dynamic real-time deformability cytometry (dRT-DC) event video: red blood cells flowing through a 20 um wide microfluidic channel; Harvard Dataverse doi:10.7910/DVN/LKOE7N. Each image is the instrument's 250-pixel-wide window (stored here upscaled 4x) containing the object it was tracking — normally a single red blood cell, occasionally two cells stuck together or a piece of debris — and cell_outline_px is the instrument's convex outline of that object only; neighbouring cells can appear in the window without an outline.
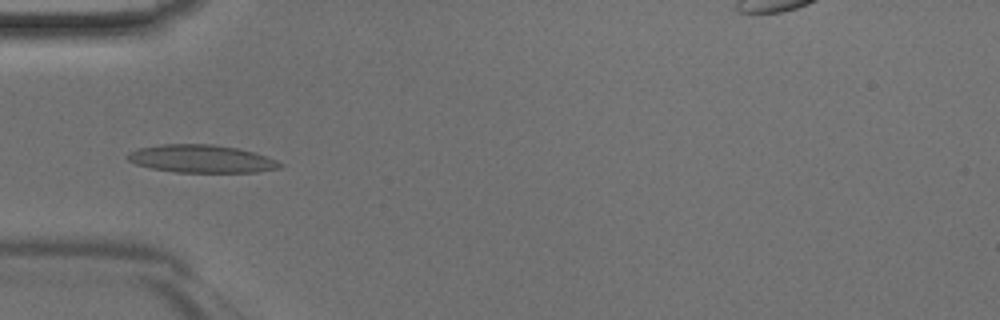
{"species": "Egyptian fruit bat (a non-hibernating species)", "species_latin": "Rousettus aegyptiacus", "temperature_condition": "room temperature", "stored_images_in_passage": 33, "camera_frame_rate_fps": 3000, "um_per_image_px": 0.085, "animal": {"sex": "male"}, "frame": {"image": 1, "passage_image": 1, "time_ms": 0.0, "image_size_px": [1000, 320], "cell_outline_px": [[284, 164], [280, 168], [256, 172], [176, 172], [152, 168], [136, 164], [128, 160], [124, 156], [128, 152], [140, 148], [160, 144], [212, 144], [236, 148], [252, 152], [276, 160]], "centroid_in_image_um": [17.08, 13.5], "position_along_channel_um": 67.9, "area_um2": 24.57}}
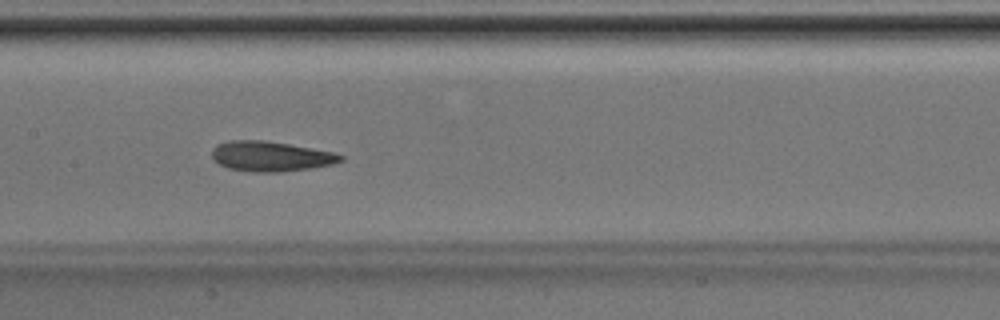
{"frame": {"image": 2, "passage_image": 9, "time_ms": 2.667, "image_size_px": [1000, 320], "cell_outline_px": [[344, 160], [332, 164], [308, 168], [280, 172], [252, 172], [228, 168], [220, 164], [212, 156], [212, 148], [216, 144], [228, 140], [264, 140], [288, 144], [332, 152], [344, 156]], "centroid_in_image_um": [22.97, 13.28], "position_along_channel_um": 184.4, "area_um2": 22.37}}
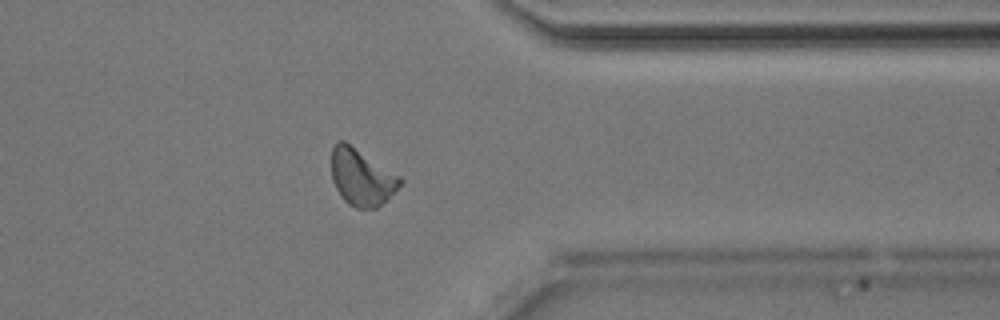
{"frame": {"image": 3, "passage_image": 23, "time_ms": 7.333, "image_size_px": [1000, 320], "cell_outline_px": [[404, 180], [376, 208], [356, 208], [348, 204], [340, 196], [332, 180], [332, 148], [340, 140], [344, 140], [400, 176]], "centroid_in_image_um": [30.7, 15.06], "position_along_channel_um": 380.7, "area_um2": 22.2}}